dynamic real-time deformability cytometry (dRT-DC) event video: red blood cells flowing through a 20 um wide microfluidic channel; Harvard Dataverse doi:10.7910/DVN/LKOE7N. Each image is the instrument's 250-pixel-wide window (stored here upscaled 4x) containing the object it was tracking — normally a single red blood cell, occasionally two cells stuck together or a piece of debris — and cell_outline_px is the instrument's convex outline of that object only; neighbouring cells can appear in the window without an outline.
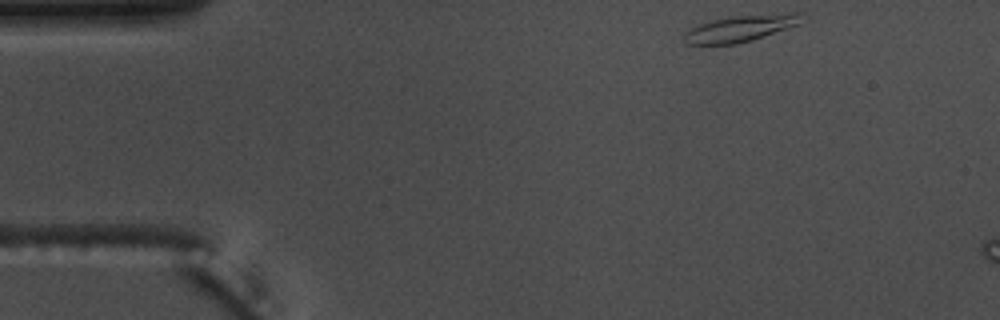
{"species": "common noctule bat (a hibernating species)", "species_latin": "Nyctalus noctula", "temperature_condition": "warm", "stored_images_in_passage": 8, "camera_frame_rate_fps": 3000, "um_per_image_px": 0.085, "animal": {"sex": "male", "body_mass_g": 17.5, "forearm_length_mm": 52.3}, "frame": {"image": 1, "passage_image": 1, "time_ms": 0.0, "image_size_px": [1000, 320], "cell_outline_px": [[804, 12], [800, 24], [752, 40], [736, 44], [684, 44], [684, 32], [700, 24], [712, 20], [732, 16], [792, 12]], "centroid_in_image_um": [62.98, 2.4], "position_along_channel_um": 22.0, "area_um2": 18.15}}